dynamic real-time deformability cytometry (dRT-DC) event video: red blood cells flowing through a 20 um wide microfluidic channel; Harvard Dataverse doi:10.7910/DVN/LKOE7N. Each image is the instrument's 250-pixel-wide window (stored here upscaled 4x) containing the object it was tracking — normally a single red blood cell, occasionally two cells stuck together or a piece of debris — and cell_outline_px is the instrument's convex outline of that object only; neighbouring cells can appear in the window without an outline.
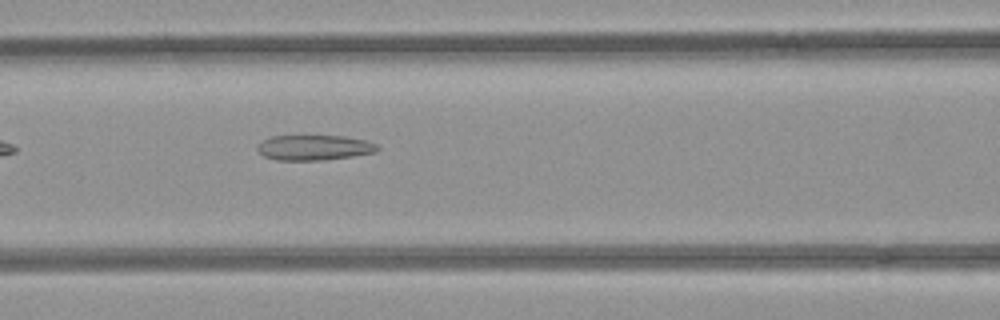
{"species": "common noctule bat (a hibernating species)", "species_latin": "Nyctalus noctula", "temperature_condition": "room temperature", "stored_images_in_passage": 38, "camera_frame_rate_fps": 3000, "um_per_image_px": 0.085, "animal": {"sex": "female", "body_mass_g": 21.9}, "frame": {"image": 1, "passage_image": 9, "time_ms": 2.667, "image_size_px": [1000, 320], "cell_outline_px": [[380, 148], [376, 152], [352, 156], [320, 160], [276, 160], [264, 156], [256, 148], [264, 140], [272, 136], [344, 136], [364, 140], [376, 144]], "centroid_in_image_um": [26.71, 12.55], "position_along_channel_um": 139.9, "area_um2": 17.4}}
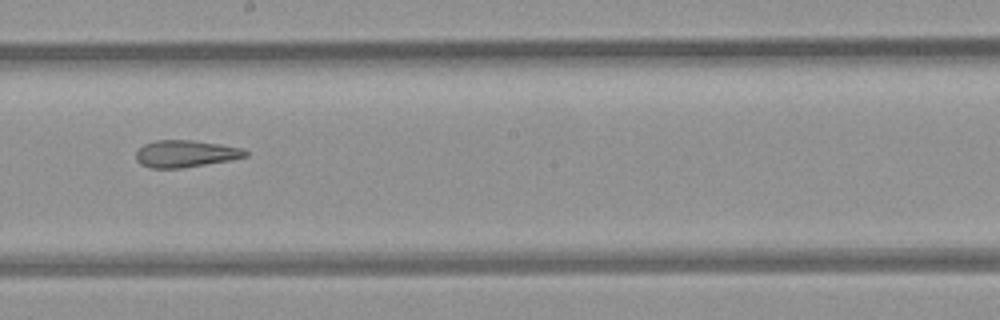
{"frame": {"image": 2, "passage_image": 16, "time_ms": 5.0, "image_size_px": [1000, 320], "cell_outline_px": [[248, 156], [232, 160], [180, 168], [148, 168], [140, 164], [136, 160], [136, 152], [144, 144], [156, 140], [192, 140], [220, 144], [244, 148], [248, 152]], "centroid_in_image_um": [15.78, 13.07], "position_along_channel_um": 232.4, "area_um2": 17.34}}
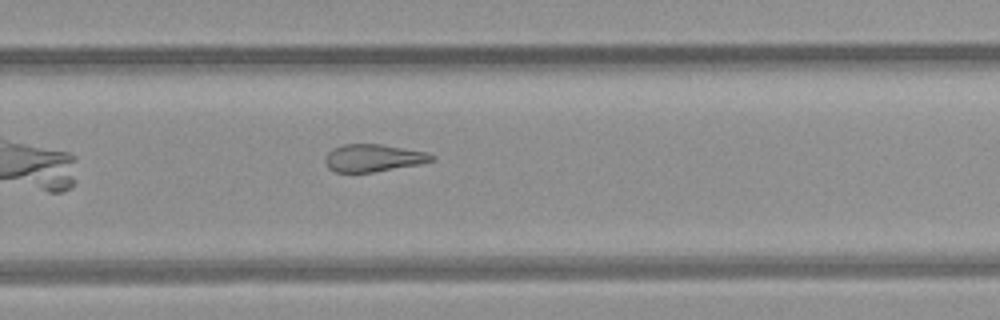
{"frame": {"image": 3, "passage_image": 21, "time_ms": 6.667, "image_size_px": [1000, 320], "cell_outline_px": [[436, 160], [420, 164], [372, 172], [336, 172], [328, 168], [324, 160], [328, 152], [332, 148], [344, 144], [380, 144], [428, 152], [436, 156]], "centroid_in_image_um": [31.75, 13.42], "position_along_channel_um": 298.0, "area_um2": 17.11}, "authors_computed_cell_mechanics": {"area_um2": 17.9469, "velocity_mm_per_s": 3.9647, "shape_relaxation_time_tau1_ms": null, "shape_relaxation_time_tau2_ms": 4.01, "deformation_change_tau1": null, "deformation_change_tau2": 0.1459}}